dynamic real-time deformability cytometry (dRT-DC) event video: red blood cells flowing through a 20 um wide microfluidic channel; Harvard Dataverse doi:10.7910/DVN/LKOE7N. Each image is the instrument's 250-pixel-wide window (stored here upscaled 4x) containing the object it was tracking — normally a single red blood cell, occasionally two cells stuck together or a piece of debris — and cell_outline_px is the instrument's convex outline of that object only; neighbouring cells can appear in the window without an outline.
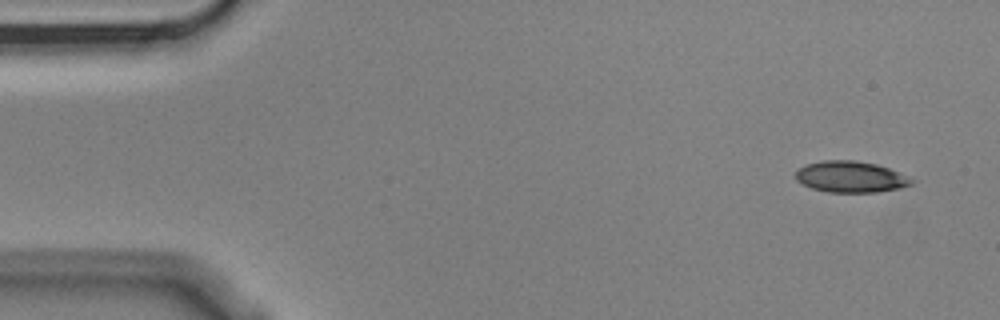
{"species": "Egyptian fruit bat (a non-hibernating species)", "species_latin": "Rousettus aegyptiacus", "temperature_condition": "cold", "stored_images_in_passage": 7, "camera_frame_rate_fps": 3000, "um_per_image_px": 0.085, "animal": {"sex": "male"}, "frame": {"image": 1, "passage_image": 1, "time_ms": 0.0, "image_size_px": [1000, 320], "cell_outline_px": [[916, 180], [912, 184], [900, 188], [876, 192], [828, 192], [812, 188], [796, 180], [796, 172], [800, 168], [808, 164], [824, 160], [856, 160], [876, 164], [888, 168], [908, 176]], "centroid_in_image_um": [72.34, 15.03], "position_along_channel_um": 12.7, "area_um2": 20.98}}
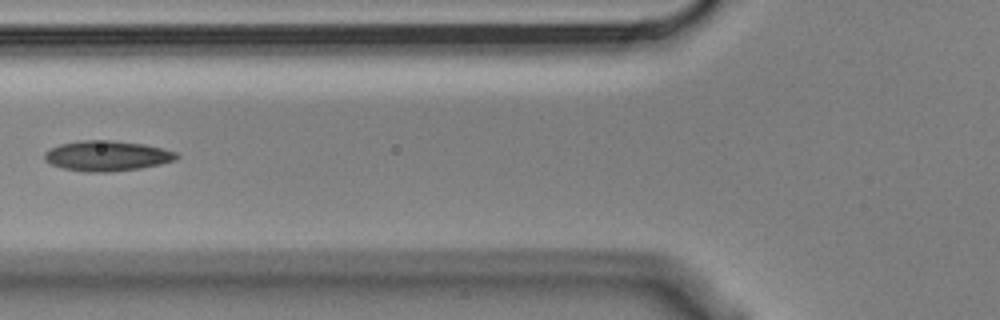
{"frame": {"image": 2, "passage_image": 6, "time_ms": 1.667, "image_size_px": [1000, 320], "cell_outline_px": [[180, 156], [176, 160], [160, 164], [140, 168], [108, 172], [84, 172], [64, 168], [52, 164], [44, 160], [44, 152], [60, 144], [84, 140], [112, 140], [144, 144], [164, 148], [176, 152]], "centroid_in_image_um": [9.12, 13.24], "position_along_channel_um": 116.7, "area_um2": 23.29}}
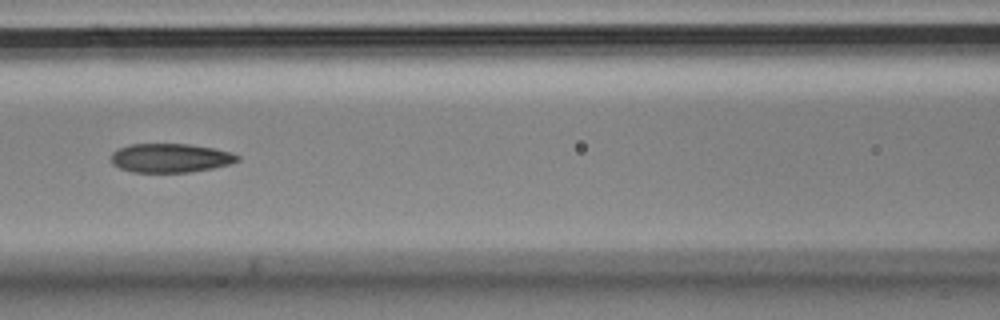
{"frame": {"image": 3, "passage_image": 7, "time_ms": 2.0, "image_size_px": [1000, 320], "cell_outline_px": [[240, 160], [228, 164], [212, 168], [188, 172], [132, 172], [120, 168], [112, 164], [112, 152], [128, 144], [188, 144], [212, 148], [232, 152], [240, 156]], "centroid_in_image_um": [14.48, 13.42], "position_along_channel_um": 152.1, "area_um2": 21.21}}